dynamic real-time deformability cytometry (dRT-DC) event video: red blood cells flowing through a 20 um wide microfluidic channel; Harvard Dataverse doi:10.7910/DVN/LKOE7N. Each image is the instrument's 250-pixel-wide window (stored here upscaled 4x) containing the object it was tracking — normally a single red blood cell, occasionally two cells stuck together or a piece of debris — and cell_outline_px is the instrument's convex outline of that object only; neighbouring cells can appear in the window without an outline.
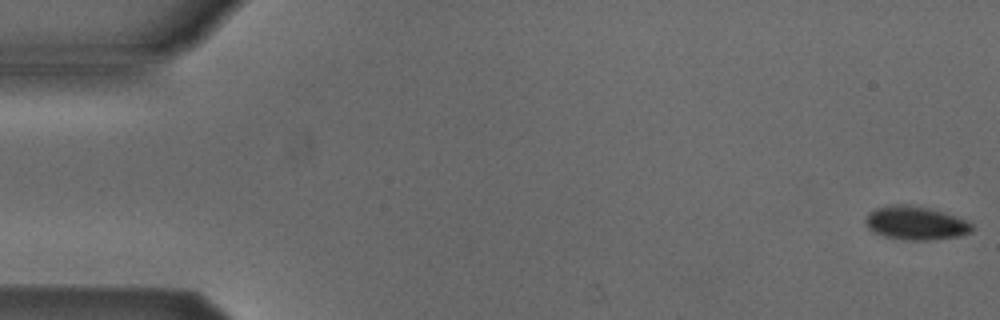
{"species": "Egyptian fruit bat (a non-hibernating species)", "species_latin": "Rousettus aegyptiacus", "temperature_condition": "cold", "stored_images_in_passage": 53, "camera_frame_rate_fps": 3000, "um_per_image_px": 0.085, "animal": {"sex": "male"}, "frame": {"image": 1, "passage_image": 1, "time_ms": 0.0, "image_size_px": [1000, 320], "cell_outline_px": [[972, 232], [960, 236], [932, 240], [904, 240], [884, 236], [872, 232], [868, 228], [864, 220], [868, 212], [876, 208], [892, 204], [908, 204], [928, 208], [944, 212], [956, 216], [972, 224]], "centroid_in_image_um": [77.8, 18.96], "position_along_channel_um": 7.2, "area_um2": 20.98}}
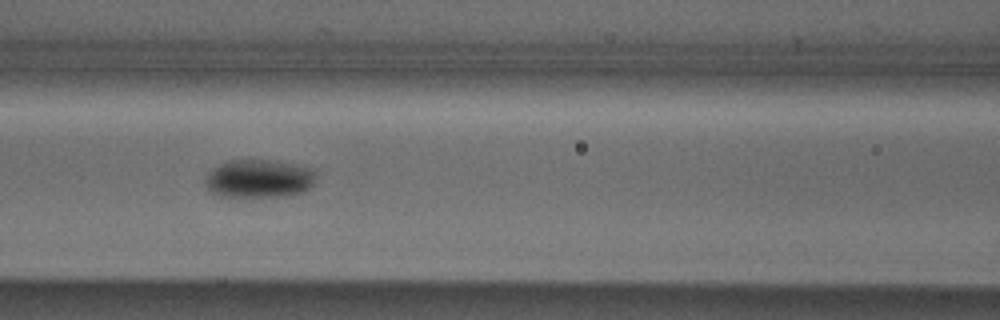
{"frame": {"image": 2, "passage_image": 23, "time_ms": 7.333, "image_size_px": [1000, 320], "cell_outline_px": [[316, 180], [304, 192], [284, 196], [260, 200], [240, 200], [220, 196], [212, 192], [204, 184], [204, 176], [212, 168], [228, 160], [264, 160], [292, 164], [316, 168]], "centroid_in_image_um": [21.98, 15.25], "position_along_channel_um": 144.6, "area_um2": 26.01}}
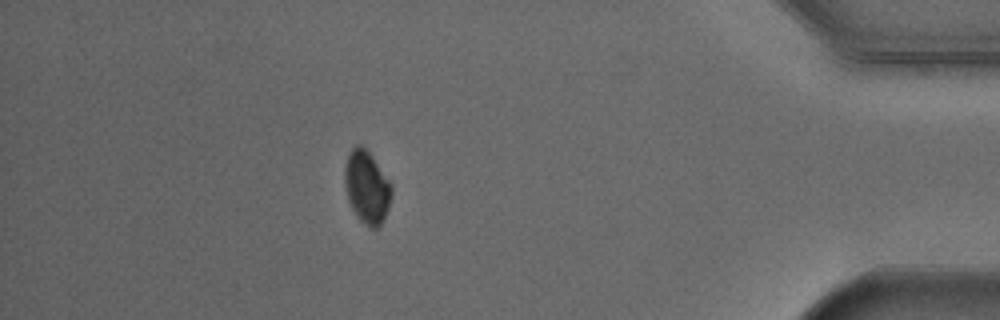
{"frame": {"image": 3, "passage_image": 47, "time_ms": 15.333, "image_size_px": [1000, 320], "cell_outline_px": [[392, 196], [388, 208], [380, 224], [376, 228], [368, 228], [360, 220], [352, 208], [348, 200], [344, 184], [344, 168], [348, 156], [352, 148], [356, 144], [360, 144], [372, 156], [392, 184]], "centroid_in_image_um": [31.17, 15.9], "position_along_channel_um": 404.0, "area_um2": 19.77}, "authors_computed_cell_mechanics": {"area_um2": 21.964, "velocity_mm_per_s": 3.8503, "shape_relaxation_time_tau1_ms": 2.1122, "shape_relaxation_time_tau2_ms": null, "deformation_change_tau1": 0.0325, "deformation_change_tau2": null}}